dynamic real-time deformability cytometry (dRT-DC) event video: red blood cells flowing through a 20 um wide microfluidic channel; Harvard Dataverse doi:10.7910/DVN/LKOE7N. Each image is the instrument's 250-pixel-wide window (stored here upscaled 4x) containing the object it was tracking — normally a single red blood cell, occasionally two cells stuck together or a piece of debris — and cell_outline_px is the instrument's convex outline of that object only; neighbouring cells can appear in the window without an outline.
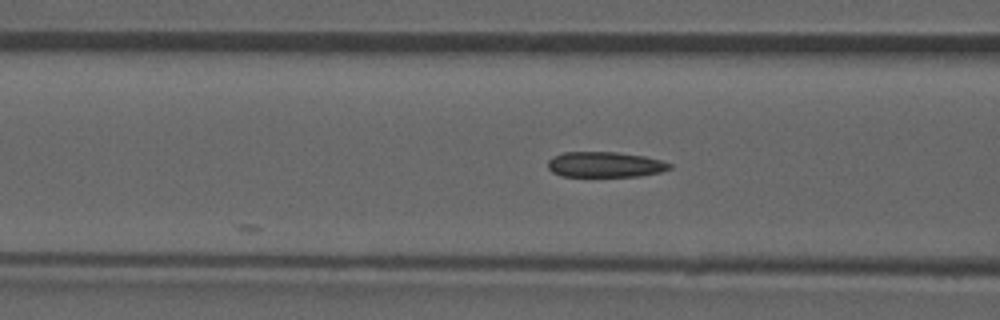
{"species": "common noctule bat (a hibernating species)", "species_latin": "Nyctalus noctula", "temperature_condition": "room temperature", "stored_images_in_passage": 7, "camera_frame_rate_fps": 3000, "um_per_image_px": 0.085, "animal": {"sex": "male", "forearm_length_mm": 52.5}, "frame": {"image": 1, "passage_image": 7, "time_ms": 2.0, "image_size_px": [1000, 320], "cell_outline_px": [[672, 168], [660, 172], [640, 176], [560, 176], [552, 172], [548, 168], [548, 160], [552, 156], [564, 152], [616, 152], [644, 156], [660, 160], [672, 164]], "centroid_in_image_um": [51.41, 13.98], "position_along_channel_um": 115.2, "area_um2": 18.09}}